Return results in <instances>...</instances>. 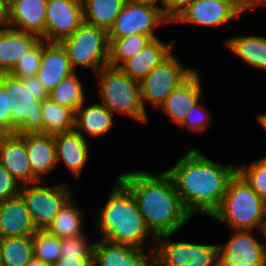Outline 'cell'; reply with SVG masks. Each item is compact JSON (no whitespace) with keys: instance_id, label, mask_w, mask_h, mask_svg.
Wrapping results in <instances>:
<instances>
[{"instance_id":"cell-28","label":"cell","mask_w":266,"mask_h":266,"mask_svg":"<svg viewBox=\"0 0 266 266\" xmlns=\"http://www.w3.org/2000/svg\"><path fill=\"white\" fill-rule=\"evenodd\" d=\"M74 117L75 113L65 106L49 98L42 101L43 134L55 135L74 130Z\"/></svg>"},{"instance_id":"cell-42","label":"cell","mask_w":266,"mask_h":266,"mask_svg":"<svg viewBox=\"0 0 266 266\" xmlns=\"http://www.w3.org/2000/svg\"><path fill=\"white\" fill-rule=\"evenodd\" d=\"M227 3H229L233 8H235L240 14H242L244 11H247L248 9L253 8L254 6H257L254 3V0H225Z\"/></svg>"},{"instance_id":"cell-50","label":"cell","mask_w":266,"mask_h":266,"mask_svg":"<svg viewBox=\"0 0 266 266\" xmlns=\"http://www.w3.org/2000/svg\"><path fill=\"white\" fill-rule=\"evenodd\" d=\"M0 266H2V257H1V253H0Z\"/></svg>"},{"instance_id":"cell-16","label":"cell","mask_w":266,"mask_h":266,"mask_svg":"<svg viewBox=\"0 0 266 266\" xmlns=\"http://www.w3.org/2000/svg\"><path fill=\"white\" fill-rule=\"evenodd\" d=\"M0 163L22 185L40 181L31 171L27 157L26 141L16 133L6 134L0 143Z\"/></svg>"},{"instance_id":"cell-10","label":"cell","mask_w":266,"mask_h":266,"mask_svg":"<svg viewBox=\"0 0 266 266\" xmlns=\"http://www.w3.org/2000/svg\"><path fill=\"white\" fill-rule=\"evenodd\" d=\"M171 21L163 14L159 5L149 2L126 0L112 27L108 31V38H123L140 34L155 36L154 29Z\"/></svg>"},{"instance_id":"cell-35","label":"cell","mask_w":266,"mask_h":266,"mask_svg":"<svg viewBox=\"0 0 266 266\" xmlns=\"http://www.w3.org/2000/svg\"><path fill=\"white\" fill-rule=\"evenodd\" d=\"M237 172L266 201V157L252 162L248 167L237 168Z\"/></svg>"},{"instance_id":"cell-24","label":"cell","mask_w":266,"mask_h":266,"mask_svg":"<svg viewBox=\"0 0 266 266\" xmlns=\"http://www.w3.org/2000/svg\"><path fill=\"white\" fill-rule=\"evenodd\" d=\"M173 44H175L174 40L165 45L159 38H155L119 68L130 78L140 82L154 67L171 54L170 47Z\"/></svg>"},{"instance_id":"cell-26","label":"cell","mask_w":266,"mask_h":266,"mask_svg":"<svg viewBox=\"0 0 266 266\" xmlns=\"http://www.w3.org/2000/svg\"><path fill=\"white\" fill-rule=\"evenodd\" d=\"M224 44L247 65L266 71V37L234 36L226 39Z\"/></svg>"},{"instance_id":"cell-19","label":"cell","mask_w":266,"mask_h":266,"mask_svg":"<svg viewBox=\"0 0 266 266\" xmlns=\"http://www.w3.org/2000/svg\"><path fill=\"white\" fill-rule=\"evenodd\" d=\"M75 72L65 49L59 42L44 40V50L36 77L49 93L63 78Z\"/></svg>"},{"instance_id":"cell-30","label":"cell","mask_w":266,"mask_h":266,"mask_svg":"<svg viewBox=\"0 0 266 266\" xmlns=\"http://www.w3.org/2000/svg\"><path fill=\"white\" fill-rule=\"evenodd\" d=\"M108 40L110 43L108 66L119 68L153 39L148 35L134 34L123 38H108Z\"/></svg>"},{"instance_id":"cell-17","label":"cell","mask_w":266,"mask_h":266,"mask_svg":"<svg viewBox=\"0 0 266 266\" xmlns=\"http://www.w3.org/2000/svg\"><path fill=\"white\" fill-rule=\"evenodd\" d=\"M92 266H153L152 253L101 238L94 244Z\"/></svg>"},{"instance_id":"cell-48","label":"cell","mask_w":266,"mask_h":266,"mask_svg":"<svg viewBox=\"0 0 266 266\" xmlns=\"http://www.w3.org/2000/svg\"><path fill=\"white\" fill-rule=\"evenodd\" d=\"M254 3L256 5H266V0H254Z\"/></svg>"},{"instance_id":"cell-14","label":"cell","mask_w":266,"mask_h":266,"mask_svg":"<svg viewBox=\"0 0 266 266\" xmlns=\"http://www.w3.org/2000/svg\"><path fill=\"white\" fill-rule=\"evenodd\" d=\"M47 0H6L5 25L45 40Z\"/></svg>"},{"instance_id":"cell-18","label":"cell","mask_w":266,"mask_h":266,"mask_svg":"<svg viewBox=\"0 0 266 266\" xmlns=\"http://www.w3.org/2000/svg\"><path fill=\"white\" fill-rule=\"evenodd\" d=\"M200 81L199 73L194 70L171 92L160 107L175 125L180 126L191 108L199 102L202 92Z\"/></svg>"},{"instance_id":"cell-25","label":"cell","mask_w":266,"mask_h":266,"mask_svg":"<svg viewBox=\"0 0 266 266\" xmlns=\"http://www.w3.org/2000/svg\"><path fill=\"white\" fill-rule=\"evenodd\" d=\"M81 105L75 112L74 129L84 138V133L95 138L107 133L113 127V113L102 103L88 107ZM85 107V108H84Z\"/></svg>"},{"instance_id":"cell-6","label":"cell","mask_w":266,"mask_h":266,"mask_svg":"<svg viewBox=\"0 0 266 266\" xmlns=\"http://www.w3.org/2000/svg\"><path fill=\"white\" fill-rule=\"evenodd\" d=\"M101 103L113 114H127L146 122L147 112L141 99L140 83L126 75L120 68L103 67L97 73Z\"/></svg>"},{"instance_id":"cell-12","label":"cell","mask_w":266,"mask_h":266,"mask_svg":"<svg viewBox=\"0 0 266 266\" xmlns=\"http://www.w3.org/2000/svg\"><path fill=\"white\" fill-rule=\"evenodd\" d=\"M251 232L233 230L231 238L224 245H218L219 266H266L263 242Z\"/></svg>"},{"instance_id":"cell-34","label":"cell","mask_w":266,"mask_h":266,"mask_svg":"<svg viewBox=\"0 0 266 266\" xmlns=\"http://www.w3.org/2000/svg\"><path fill=\"white\" fill-rule=\"evenodd\" d=\"M43 50L44 39H40L32 48L29 49L26 55H24V57L16 63L9 74L19 79L36 76L40 66Z\"/></svg>"},{"instance_id":"cell-31","label":"cell","mask_w":266,"mask_h":266,"mask_svg":"<svg viewBox=\"0 0 266 266\" xmlns=\"http://www.w3.org/2000/svg\"><path fill=\"white\" fill-rule=\"evenodd\" d=\"M83 86L76 71L63 80L48 93V98L72 110L74 113L85 103Z\"/></svg>"},{"instance_id":"cell-41","label":"cell","mask_w":266,"mask_h":266,"mask_svg":"<svg viewBox=\"0 0 266 266\" xmlns=\"http://www.w3.org/2000/svg\"><path fill=\"white\" fill-rule=\"evenodd\" d=\"M93 256H61L53 266H92Z\"/></svg>"},{"instance_id":"cell-5","label":"cell","mask_w":266,"mask_h":266,"mask_svg":"<svg viewBox=\"0 0 266 266\" xmlns=\"http://www.w3.org/2000/svg\"><path fill=\"white\" fill-rule=\"evenodd\" d=\"M211 218L226 223L232 230H260L266 220V201L236 172Z\"/></svg>"},{"instance_id":"cell-32","label":"cell","mask_w":266,"mask_h":266,"mask_svg":"<svg viewBox=\"0 0 266 266\" xmlns=\"http://www.w3.org/2000/svg\"><path fill=\"white\" fill-rule=\"evenodd\" d=\"M2 266H24L34 255L32 236L0 238Z\"/></svg>"},{"instance_id":"cell-21","label":"cell","mask_w":266,"mask_h":266,"mask_svg":"<svg viewBox=\"0 0 266 266\" xmlns=\"http://www.w3.org/2000/svg\"><path fill=\"white\" fill-rule=\"evenodd\" d=\"M56 146V162L63 161L66 167L80 180L82 170L89 157V146L75 129L53 135Z\"/></svg>"},{"instance_id":"cell-3","label":"cell","mask_w":266,"mask_h":266,"mask_svg":"<svg viewBox=\"0 0 266 266\" xmlns=\"http://www.w3.org/2000/svg\"><path fill=\"white\" fill-rule=\"evenodd\" d=\"M100 211L94 226L97 231L99 230L97 233L102 239L146 250L143 244L144 240L149 238L148 240H153V246H150L149 251L153 252L155 237L146 227L134 197L118 179Z\"/></svg>"},{"instance_id":"cell-4","label":"cell","mask_w":266,"mask_h":266,"mask_svg":"<svg viewBox=\"0 0 266 266\" xmlns=\"http://www.w3.org/2000/svg\"><path fill=\"white\" fill-rule=\"evenodd\" d=\"M5 93L11 113V134H43L42 101L48 98V92L39 79L5 74Z\"/></svg>"},{"instance_id":"cell-11","label":"cell","mask_w":266,"mask_h":266,"mask_svg":"<svg viewBox=\"0 0 266 266\" xmlns=\"http://www.w3.org/2000/svg\"><path fill=\"white\" fill-rule=\"evenodd\" d=\"M194 70L183 67L171 53L139 82L144 108V101H148L152 106L160 109L171 92Z\"/></svg>"},{"instance_id":"cell-23","label":"cell","mask_w":266,"mask_h":266,"mask_svg":"<svg viewBox=\"0 0 266 266\" xmlns=\"http://www.w3.org/2000/svg\"><path fill=\"white\" fill-rule=\"evenodd\" d=\"M26 141L28 161L32 173L43 181V176L55 169L56 146L53 135L42 133L21 134Z\"/></svg>"},{"instance_id":"cell-7","label":"cell","mask_w":266,"mask_h":266,"mask_svg":"<svg viewBox=\"0 0 266 266\" xmlns=\"http://www.w3.org/2000/svg\"><path fill=\"white\" fill-rule=\"evenodd\" d=\"M67 53L71 66L89 67L97 73L108 66V32L103 28L83 22L69 37L59 42Z\"/></svg>"},{"instance_id":"cell-13","label":"cell","mask_w":266,"mask_h":266,"mask_svg":"<svg viewBox=\"0 0 266 266\" xmlns=\"http://www.w3.org/2000/svg\"><path fill=\"white\" fill-rule=\"evenodd\" d=\"M83 23L81 0H47L45 41L60 42Z\"/></svg>"},{"instance_id":"cell-9","label":"cell","mask_w":266,"mask_h":266,"mask_svg":"<svg viewBox=\"0 0 266 266\" xmlns=\"http://www.w3.org/2000/svg\"><path fill=\"white\" fill-rule=\"evenodd\" d=\"M38 183L22 185L19 194L25 201L35 228L46 230L60 209L72 198L71 190L65 182L53 186H40Z\"/></svg>"},{"instance_id":"cell-45","label":"cell","mask_w":266,"mask_h":266,"mask_svg":"<svg viewBox=\"0 0 266 266\" xmlns=\"http://www.w3.org/2000/svg\"><path fill=\"white\" fill-rule=\"evenodd\" d=\"M257 120L259 124L266 130V113L258 115Z\"/></svg>"},{"instance_id":"cell-46","label":"cell","mask_w":266,"mask_h":266,"mask_svg":"<svg viewBox=\"0 0 266 266\" xmlns=\"http://www.w3.org/2000/svg\"><path fill=\"white\" fill-rule=\"evenodd\" d=\"M259 231L264 235V237H266V220L263 223V225L261 226ZM262 245H263V248H264L265 253H266V244L263 243Z\"/></svg>"},{"instance_id":"cell-20","label":"cell","mask_w":266,"mask_h":266,"mask_svg":"<svg viewBox=\"0 0 266 266\" xmlns=\"http://www.w3.org/2000/svg\"><path fill=\"white\" fill-rule=\"evenodd\" d=\"M36 231L20 194L0 201V238L32 236Z\"/></svg>"},{"instance_id":"cell-36","label":"cell","mask_w":266,"mask_h":266,"mask_svg":"<svg viewBox=\"0 0 266 266\" xmlns=\"http://www.w3.org/2000/svg\"><path fill=\"white\" fill-rule=\"evenodd\" d=\"M94 244H90L84 234L61 238V256H93Z\"/></svg>"},{"instance_id":"cell-47","label":"cell","mask_w":266,"mask_h":266,"mask_svg":"<svg viewBox=\"0 0 266 266\" xmlns=\"http://www.w3.org/2000/svg\"><path fill=\"white\" fill-rule=\"evenodd\" d=\"M137 1H143V2H149V3H154V4H157L158 5V2H159V6L160 4L162 3V6L161 9H162V12H163V0H137Z\"/></svg>"},{"instance_id":"cell-40","label":"cell","mask_w":266,"mask_h":266,"mask_svg":"<svg viewBox=\"0 0 266 266\" xmlns=\"http://www.w3.org/2000/svg\"><path fill=\"white\" fill-rule=\"evenodd\" d=\"M193 0H163V14L172 22Z\"/></svg>"},{"instance_id":"cell-43","label":"cell","mask_w":266,"mask_h":266,"mask_svg":"<svg viewBox=\"0 0 266 266\" xmlns=\"http://www.w3.org/2000/svg\"><path fill=\"white\" fill-rule=\"evenodd\" d=\"M24 266H53V264L45 262L34 255Z\"/></svg>"},{"instance_id":"cell-22","label":"cell","mask_w":266,"mask_h":266,"mask_svg":"<svg viewBox=\"0 0 266 266\" xmlns=\"http://www.w3.org/2000/svg\"><path fill=\"white\" fill-rule=\"evenodd\" d=\"M40 38L32 33L0 26V75L9 74Z\"/></svg>"},{"instance_id":"cell-27","label":"cell","mask_w":266,"mask_h":266,"mask_svg":"<svg viewBox=\"0 0 266 266\" xmlns=\"http://www.w3.org/2000/svg\"><path fill=\"white\" fill-rule=\"evenodd\" d=\"M126 0H81L83 22L103 28L112 27Z\"/></svg>"},{"instance_id":"cell-39","label":"cell","mask_w":266,"mask_h":266,"mask_svg":"<svg viewBox=\"0 0 266 266\" xmlns=\"http://www.w3.org/2000/svg\"><path fill=\"white\" fill-rule=\"evenodd\" d=\"M0 129L6 134H11V113L5 93V74L0 75Z\"/></svg>"},{"instance_id":"cell-2","label":"cell","mask_w":266,"mask_h":266,"mask_svg":"<svg viewBox=\"0 0 266 266\" xmlns=\"http://www.w3.org/2000/svg\"><path fill=\"white\" fill-rule=\"evenodd\" d=\"M117 179L134 197L146 227L155 238L175 234L191 220L166 170L154 175L143 170L131 171Z\"/></svg>"},{"instance_id":"cell-38","label":"cell","mask_w":266,"mask_h":266,"mask_svg":"<svg viewBox=\"0 0 266 266\" xmlns=\"http://www.w3.org/2000/svg\"><path fill=\"white\" fill-rule=\"evenodd\" d=\"M19 184L9 171L0 163V201L19 195Z\"/></svg>"},{"instance_id":"cell-29","label":"cell","mask_w":266,"mask_h":266,"mask_svg":"<svg viewBox=\"0 0 266 266\" xmlns=\"http://www.w3.org/2000/svg\"><path fill=\"white\" fill-rule=\"evenodd\" d=\"M82 210L70 199L52 220L46 231L58 238L77 236L82 233Z\"/></svg>"},{"instance_id":"cell-1","label":"cell","mask_w":266,"mask_h":266,"mask_svg":"<svg viewBox=\"0 0 266 266\" xmlns=\"http://www.w3.org/2000/svg\"><path fill=\"white\" fill-rule=\"evenodd\" d=\"M166 172L186 212L191 217L199 212L211 217L220 206L237 167L214 162L191 148Z\"/></svg>"},{"instance_id":"cell-15","label":"cell","mask_w":266,"mask_h":266,"mask_svg":"<svg viewBox=\"0 0 266 266\" xmlns=\"http://www.w3.org/2000/svg\"><path fill=\"white\" fill-rule=\"evenodd\" d=\"M240 15L225 0H193L171 23L221 26Z\"/></svg>"},{"instance_id":"cell-33","label":"cell","mask_w":266,"mask_h":266,"mask_svg":"<svg viewBox=\"0 0 266 266\" xmlns=\"http://www.w3.org/2000/svg\"><path fill=\"white\" fill-rule=\"evenodd\" d=\"M33 254L45 262L55 264L61 257V239L46 230H37L32 235Z\"/></svg>"},{"instance_id":"cell-44","label":"cell","mask_w":266,"mask_h":266,"mask_svg":"<svg viewBox=\"0 0 266 266\" xmlns=\"http://www.w3.org/2000/svg\"><path fill=\"white\" fill-rule=\"evenodd\" d=\"M6 0H0V26L5 25Z\"/></svg>"},{"instance_id":"cell-49","label":"cell","mask_w":266,"mask_h":266,"mask_svg":"<svg viewBox=\"0 0 266 266\" xmlns=\"http://www.w3.org/2000/svg\"><path fill=\"white\" fill-rule=\"evenodd\" d=\"M5 135H6V133L0 129V143H1V140L3 139V137Z\"/></svg>"},{"instance_id":"cell-8","label":"cell","mask_w":266,"mask_h":266,"mask_svg":"<svg viewBox=\"0 0 266 266\" xmlns=\"http://www.w3.org/2000/svg\"><path fill=\"white\" fill-rule=\"evenodd\" d=\"M172 235L155 238L153 266H219L218 245L170 242Z\"/></svg>"},{"instance_id":"cell-37","label":"cell","mask_w":266,"mask_h":266,"mask_svg":"<svg viewBox=\"0 0 266 266\" xmlns=\"http://www.w3.org/2000/svg\"><path fill=\"white\" fill-rule=\"evenodd\" d=\"M210 116L211 115H209L204 104L202 103L200 105L198 102L191 108L186 119L179 127L183 129L187 127L188 129L194 131V133H199L201 131L203 133V131L208 127V124L211 122Z\"/></svg>"}]
</instances>
